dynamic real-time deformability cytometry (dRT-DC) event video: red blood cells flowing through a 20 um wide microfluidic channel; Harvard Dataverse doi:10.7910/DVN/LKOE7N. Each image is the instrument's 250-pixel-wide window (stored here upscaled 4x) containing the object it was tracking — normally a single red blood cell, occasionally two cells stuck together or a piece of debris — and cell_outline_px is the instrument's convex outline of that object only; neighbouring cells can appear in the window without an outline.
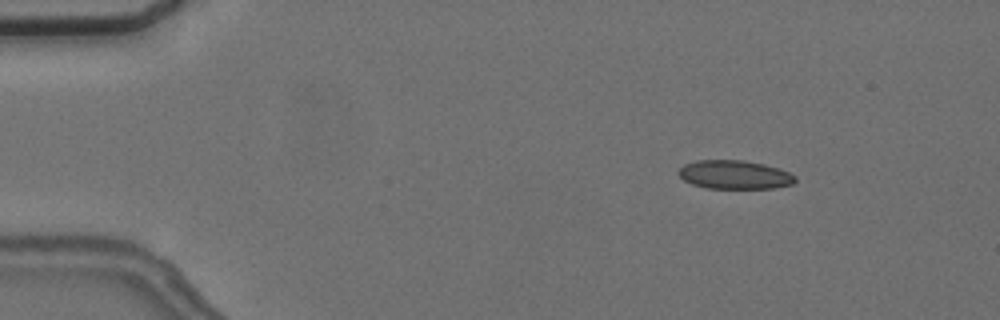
{"species": "common noctule bat (a hibernating species)", "species_latin": "Nyctalus noctula", "temperature_condition": "cold", "stored_images_in_passage": 9, "camera_frame_rate_fps": 3000, "um_per_image_px": 0.085, "animal": {"sex": "female", "body_mass_g": 24.6, "forearm_length_mm": 56.2}, "frame": {"image": 1, "passage_image": 1, "time_ms": 0.0, "image_size_px": [1000, 320], "cell_outline_px": [[796, 180], [792, 184], [776, 188], [708, 188], [692, 184], [684, 180], [676, 172], [684, 164], [696, 160], [744, 160], [764, 164], [780, 168], [796, 176]], "centroid_in_image_um": [62.44, 14.84], "position_along_channel_um": 22.6, "area_um2": 19.59}}
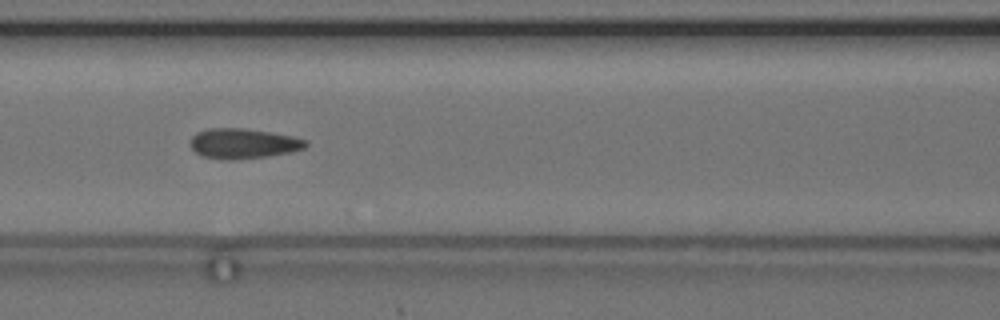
{"frame": {"image": 2, "passage_image": 6, "time_ms": 5.667, "image_size_px": [1000, 320], "cell_outline_px": [[308, 144], [304, 148], [292, 152], [268, 156], [232, 160], [228, 160], [200, 156], [192, 148], [188, 140], [196, 132], [208, 128], [244, 128], [272, 132], [292, 136], [308, 140]], "centroid_in_image_um": [20.66, 12.19], "position_along_channel_um": 145.9, "area_um2": 20.52}}